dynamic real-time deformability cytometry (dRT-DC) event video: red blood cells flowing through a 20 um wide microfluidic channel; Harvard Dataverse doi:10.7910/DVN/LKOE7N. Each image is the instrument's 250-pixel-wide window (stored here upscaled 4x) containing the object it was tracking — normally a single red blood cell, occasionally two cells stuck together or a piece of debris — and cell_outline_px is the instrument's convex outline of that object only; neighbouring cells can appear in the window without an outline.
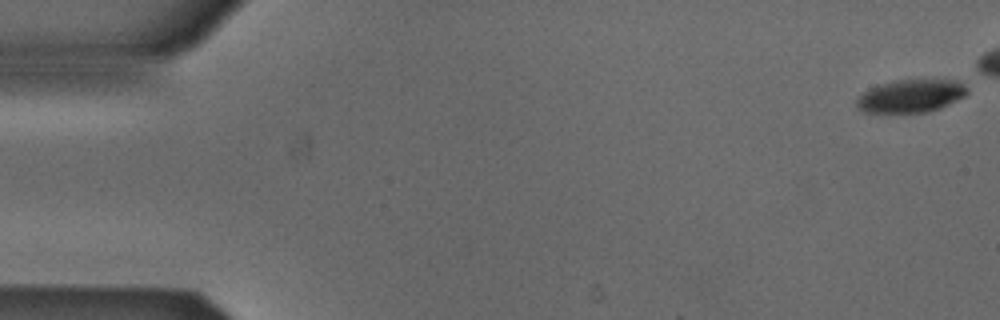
{"species": "Egyptian fruit bat (a non-hibernating species)", "species_latin": "Rousettus aegyptiacus", "temperature_condition": "cold", "stored_images_in_passage": 43, "camera_frame_rate_fps": 3000, "um_per_image_px": 0.085, "animal": {"sex": "male"}, "frame": {"image": 1, "passage_image": 1, "time_ms": 0.0, "image_size_px": [1000, 320], "cell_outline_px": [[968, 92], [964, 96], [940, 108], [928, 112], [864, 112], [856, 108], [856, 96], [872, 88], [896, 80], [956, 80], [964, 84], [968, 88]], "centroid_in_image_um": [77.42, 8.16], "position_along_channel_um": 7.6, "area_um2": 20.98}}
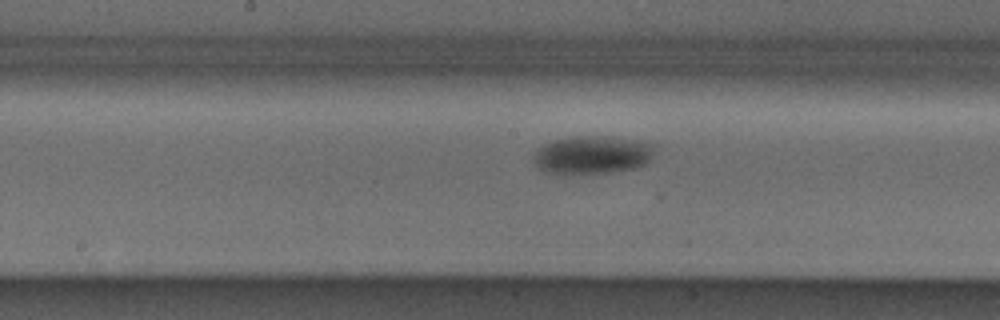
{"frame": {"image": 2, "passage_image": 27, "time_ms": 8.667, "image_size_px": [1000, 320], "cell_outline_px": [[652, 152], [648, 164], [636, 168], [608, 172], [548, 172], [540, 168], [536, 164], [532, 156], [544, 144], [552, 140], [568, 136], [616, 136], [648, 140], [652, 144]], "centroid_in_image_um": [50.42, 13.11], "position_along_channel_um": 197.8, "area_um2": 26.82}}
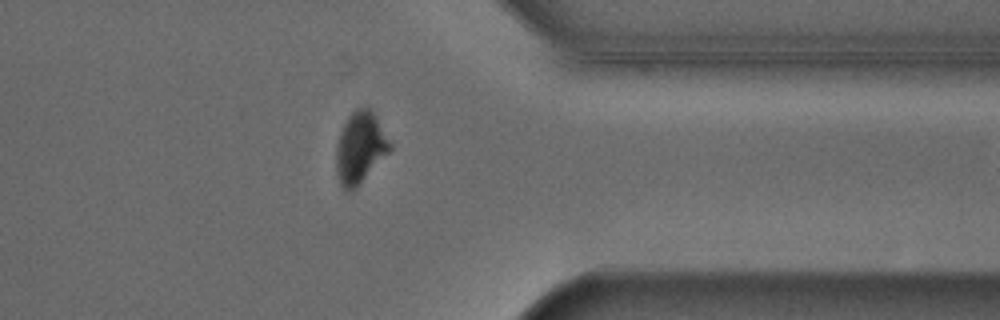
{"frame": {"image": 3, "passage_image": 42, "time_ms": 13.667, "image_size_px": [1000, 320], "cell_outline_px": [[392, 148], [356, 188], [352, 192], [344, 192], [340, 184], [336, 172], [336, 144], [340, 132], [348, 116], [356, 108], [368, 104], [392, 144]], "centroid_in_image_um": [30.59, 12.55], "position_along_channel_um": 380.8, "area_um2": 22.54}}